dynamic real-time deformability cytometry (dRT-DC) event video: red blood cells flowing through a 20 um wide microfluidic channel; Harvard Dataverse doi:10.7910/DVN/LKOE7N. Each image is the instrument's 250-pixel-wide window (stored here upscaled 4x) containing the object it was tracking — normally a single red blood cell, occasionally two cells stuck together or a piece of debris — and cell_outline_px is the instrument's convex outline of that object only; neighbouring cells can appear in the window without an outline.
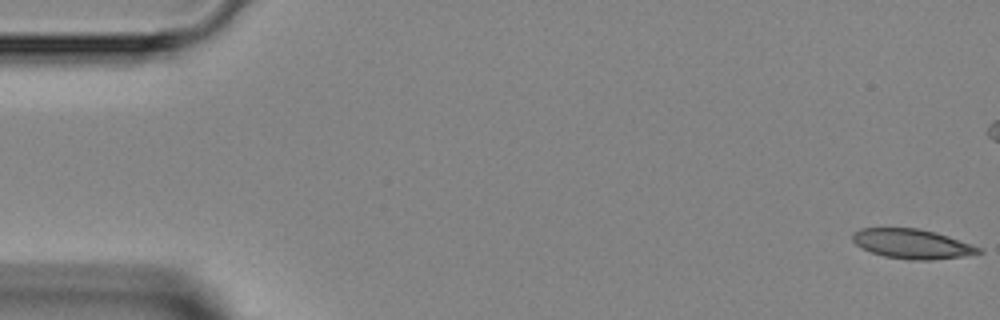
{"species": "Egyptian fruit bat (a non-hibernating species)", "species_latin": "Rousettus aegyptiacus", "temperature_condition": "room temperature", "stored_images_in_passage": 7, "camera_frame_rate_fps": 3000, "um_per_image_px": 0.085, "animal": {"sex": "female"}, "frame": {"image": 1, "passage_image": 1, "time_ms": 0.0, "image_size_px": [1000, 320], "cell_outline_px": [[984, 252], [964, 256], [932, 260], [908, 260], [884, 256], [872, 252], [856, 244], [852, 240], [852, 232], [860, 228], [916, 228], [936, 232], [984, 248]], "centroid_in_image_um": [77.57, 20.73], "position_along_channel_um": 7.4, "area_um2": 21.85}}
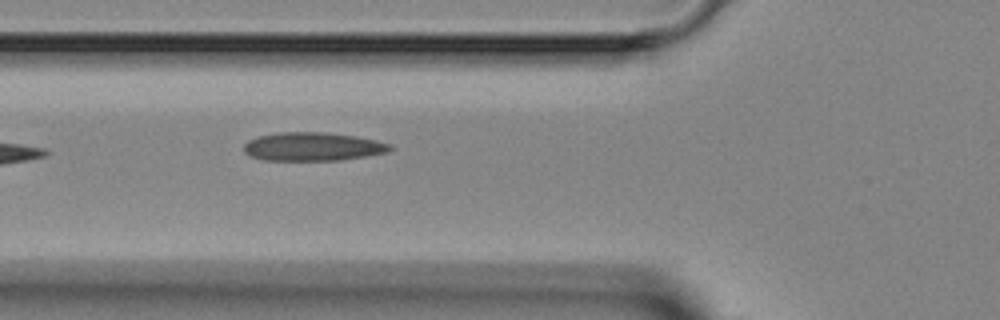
{"frame": {"image": 2, "passage_image": 7, "time_ms": 7.667, "image_size_px": [1000, 320], "cell_outline_px": [[392, 148], [388, 152], [340, 160], [264, 160], [248, 156], [244, 152], [244, 144], [248, 140], [256, 136], [280, 132], [324, 132], [356, 136], [376, 140], [392, 144]], "centroid_in_image_um": [26.55, 12.46], "position_along_channel_um": 99.3, "area_um2": 24.39}}